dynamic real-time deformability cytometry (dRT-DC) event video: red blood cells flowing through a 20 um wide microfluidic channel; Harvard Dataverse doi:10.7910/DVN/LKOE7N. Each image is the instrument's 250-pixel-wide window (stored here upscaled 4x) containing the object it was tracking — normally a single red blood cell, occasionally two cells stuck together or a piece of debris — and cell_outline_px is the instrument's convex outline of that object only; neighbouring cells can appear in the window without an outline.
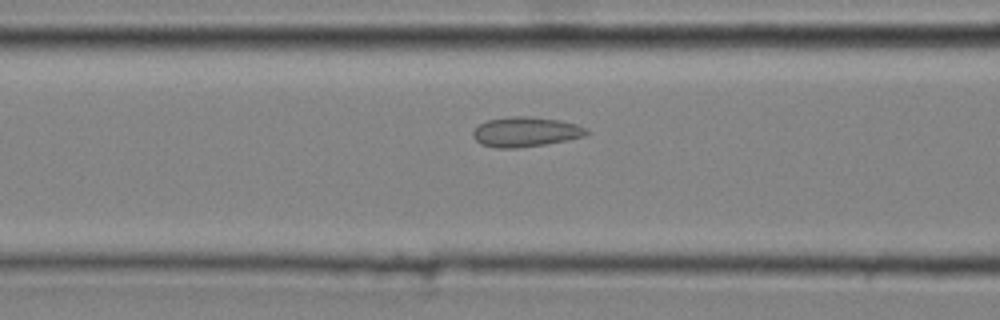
{"species": "common noctule bat (a hibernating species)", "species_latin": "Nyctalus noctula", "temperature_condition": "cold", "stored_images_in_passage": 14, "camera_frame_rate_fps": 3000, "um_per_image_px": 0.085, "animal": {"sex": "male", "body_mass_g": 20.4}, "frame": {"image": 1, "passage_image": 12, "time_ms": 3.667, "image_size_px": [1000, 320], "cell_outline_px": [[592, 132], [584, 136], [568, 140], [544, 144], [516, 148], [496, 148], [480, 144], [472, 136], [472, 132], [480, 124], [488, 120], [512, 116], [532, 116], [560, 120], [576, 124], [588, 128]], "centroid_in_image_um": [44.71, 11.2], "position_along_channel_um": 121.9, "area_um2": 19.88}}